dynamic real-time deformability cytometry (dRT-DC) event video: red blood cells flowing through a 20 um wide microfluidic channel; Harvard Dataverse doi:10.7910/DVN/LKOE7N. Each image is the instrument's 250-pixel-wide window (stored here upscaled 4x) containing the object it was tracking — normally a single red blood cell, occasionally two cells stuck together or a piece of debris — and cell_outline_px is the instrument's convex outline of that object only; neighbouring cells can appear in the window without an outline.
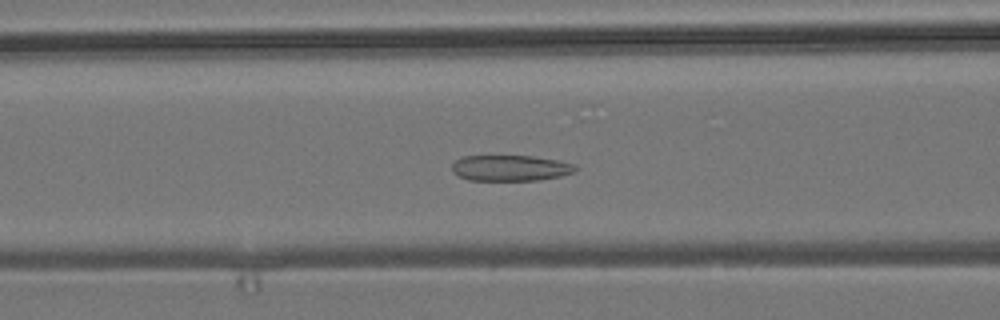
{"species": "common noctule bat (a hibernating species)", "species_latin": "Nyctalus noctula", "temperature_condition": "room temperature", "stored_images_in_passage": 53, "camera_frame_rate_fps": 3000, "um_per_image_px": 0.085, "animal": {"sex": "male", "body_mass_g": 19.2, "forearm_length_mm": 51.8}, "frame": {"image": 1, "passage_image": 21, "time_ms": 6.667, "image_size_px": [1000, 320], "cell_outline_px": [[580, 168], [576, 172], [560, 176], [540, 180], [468, 180], [452, 172], [452, 164], [460, 156], [532, 156], [556, 160], [576, 164]], "centroid_in_image_um": [43.42, 14.28], "position_along_channel_um": 123.2, "area_um2": 18.73}}
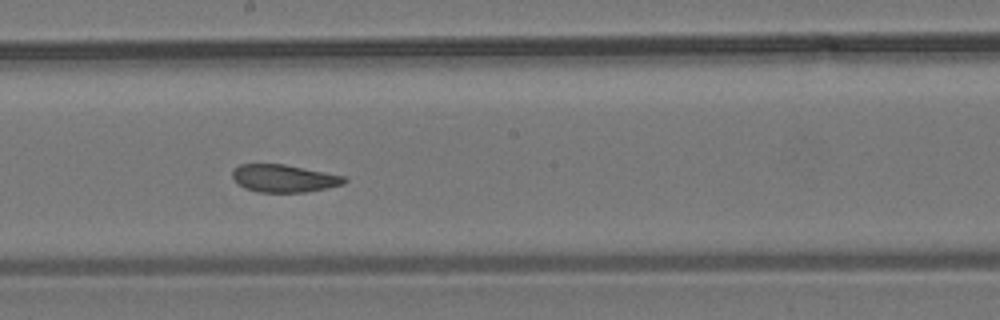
{"frame": {"image": 2, "passage_image": 29, "time_ms": 9.333, "image_size_px": [1000, 320], "cell_outline_px": [[348, 180], [344, 184], [308, 192], [260, 192], [244, 188], [232, 176], [232, 172], [240, 164], [284, 164], [344, 176]], "centroid_in_image_um": [24.16, 15.16], "position_along_channel_um": 224.0, "area_um2": 17.8}}
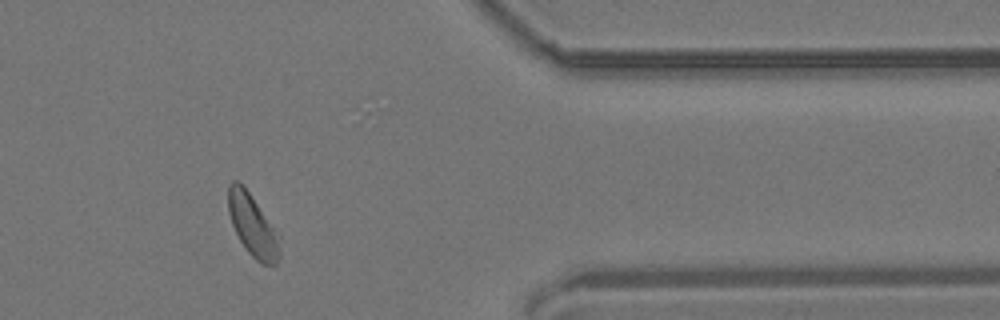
{"frame": {"image": 3, "passage_image": 44, "time_ms": 14.333, "image_size_px": [1000, 320], "cell_outline_px": [[280, 260], [276, 264], [260, 264], [248, 252], [240, 240], [232, 224], [228, 212], [228, 184], [232, 180], [236, 180], [248, 192], [280, 232]], "centroid_in_image_um": [21.52, 19.19], "position_along_channel_um": 389.9, "area_um2": 18.79}, "authors_computed_cell_mechanics": {"area_um2": 19.4208, "velocity_mm_per_s": 3.7766, "shape_relaxation_time_tau1_ms": null, "shape_relaxation_time_tau2_ms": 2.1966, "deformation_change_tau1": null, "deformation_change_tau2": 0.0938}}